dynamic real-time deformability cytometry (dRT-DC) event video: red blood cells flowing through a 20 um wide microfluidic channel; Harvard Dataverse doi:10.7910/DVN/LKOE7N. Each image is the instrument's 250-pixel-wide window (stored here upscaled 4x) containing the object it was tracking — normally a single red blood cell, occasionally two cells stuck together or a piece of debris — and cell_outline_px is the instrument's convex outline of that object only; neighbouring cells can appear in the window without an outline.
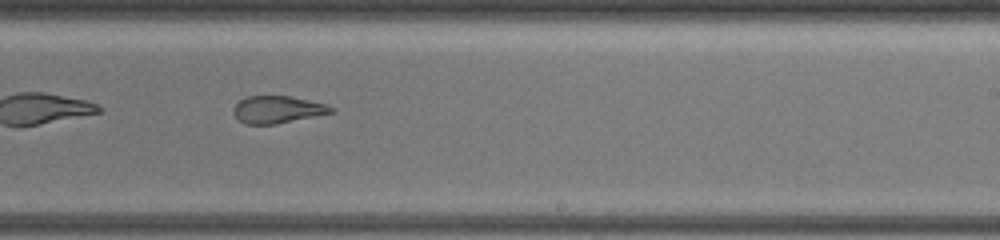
{"species": "common noctule bat (a hibernating species)", "species_latin": "Nyctalus noctula", "temperature_condition": "warm", "stored_images_in_passage": 29, "camera_frame_rate_fps": 3000, "um_per_image_px": 0.085, "animal": {"sex": "female", "body_mass_g": 19.5, "forearm_length_mm": 54.1}, "frame": {"image": 1, "passage_image": 13, "time_ms": 6.0, "image_size_px": [1000, 240], "cell_outline_px": [[336, 112], [276, 124], [244, 124], [232, 112], [232, 108], [240, 100], [248, 96], [292, 96], [324, 104], [336, 108]], "centroid_in_image_um": [23.6, 9.31], "position_along_channel_um": 265.4, "area_um2": 15.55}, "authors_computed_cell_mechanics": {"area_um2": 16.7042, "velocity_mm_per_s": 3.5961, "shape_relaxation_time_tau1_ms": null, "shape_relaxation_time_tau2_ms": 1.3257, "deformation_change_tau1": null, "deformation_change_tau2": 0.0899}}